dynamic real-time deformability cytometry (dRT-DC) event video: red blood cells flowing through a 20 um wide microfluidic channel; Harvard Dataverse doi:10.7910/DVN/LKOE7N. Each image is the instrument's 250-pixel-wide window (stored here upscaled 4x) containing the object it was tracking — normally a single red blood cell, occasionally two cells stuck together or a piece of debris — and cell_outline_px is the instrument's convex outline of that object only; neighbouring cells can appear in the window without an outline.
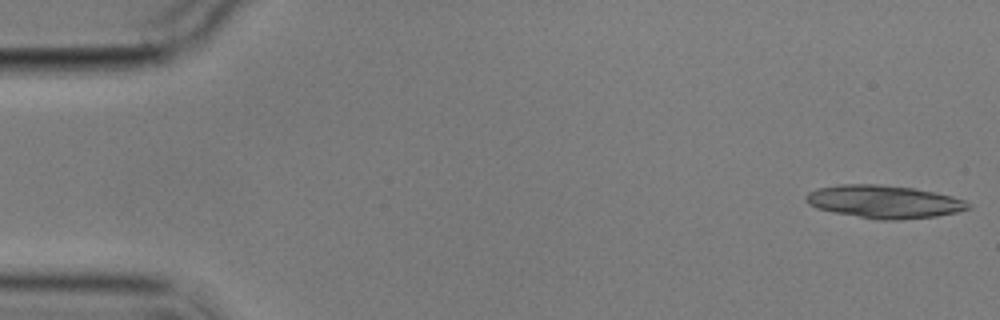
{"species": "common noctule bat (a hibernating species)", "species_latin": "Nyctalus noctula", "temperature_condition": "cold", "stored_images_in_passage": 4, "camera_frame_rate_fps": 3000, "um_per_image_px": 0.085, "animal": {"sex": "male", "body_mass_g": 17.9}, "frame": {"image": 1, "passage_image": 1, "time_ms": 0.0, "image_size_px": [1000, 320], "cell_outline_px": [[972, 208], [956, 212], [936, 216], [896, 220], [880, 220], [832, 212], [816, 208], [808, 204], [804, 200], [804, 196], [808, 192], [816, 188], [840, 184], [876, 184], [912, 188], [952, 196], [964, 200], [972, 204]], "centroid_in_image_um": [75.11, 17.14], "position_along_channel_um": 9.9, "area_um2": 31.15}}